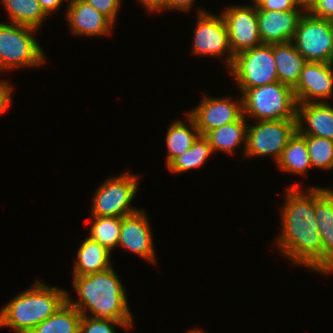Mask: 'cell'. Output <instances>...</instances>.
<instances>
[{"label":"cell","mask_w":333,"mask_h":333,"mask_svg":"<svg viewBox=\"0 0 333 333\" xmlns=\"http://www.w3.org/2000/svg\"><path fill=\"white\" fill-rule=\"evenodd\" d=\"M299 183L287 187L281 212L277 249L294 264L323 274V247L314 212V187L306 193ZM293 260V261H292Z\"/></svg>","instance_id":"6da1fadb"},{"label":"cell","mask_w":333,"mask_h":333,"mask_svg":"<svg viewBox=\"0 0 333 333\" xmlns=\"http://www.w3.org/2000/svg\"><path fill=\"white\" fill-rule=\"evenodd\" d=\"M72 285L78 299L72 301L67 292V302L82 315H87L86 310H89L90 317L122 321L132 328L134 320L126 290L112 267L98 273L73 276Z\"/></svg>","instance_id":"7a4b0ae2"},{"label":"cell","mask_w":333,"mask_h":333,"mask_svg":"<svg viewBox=\"0 0 333 333\" xmlns=\"http://www.w3.org/2000/svg\"><path fill=\"white\" fill-rule=\"evenodd\" d=\"M67 301V291L50 287L38 280L0 310V327L16 333H30Z\"/></svg>","instance_id":"3957f363"},{"label":"cell","mask_w":333,"mask_h":333,"mask_svg":"<svg viewBox=\"0 0 333 333\" xmlns=\"http://www.w3.org/2000/svg\"><path fill=\"white\" fill-rule=\"evenodd\" d=\"M241 95L245 118L252 116L255 121L296 119L293 89L279 81L246 89Z\"/></svg>","instance_id":"277c9868"},{"label":"cell","mask_w":333,"mask_h":333,"mask_svg":"<svg viewBox=\"0 0 333 333\" xmlns=\"http://www.w3.org/2000/svg\"><path fill=\"white\" fill-rule=\"evenodd\" d=\"M29 26L0 22V72L20 67H37L46 63L44 50Z\"/></svg>","instance_id":"5b68a950"},{"label":"cell","mask_w":333,"mask_h":333,"mask_svg":"<svg viewBox=\"0 0 333 333\" xmlns=\"http://www.w3.org/2000/svg\"><path fill=\"white\" fill-rule=\"evenodd\" d=\"M228 70L233 75L241 94L246 89L278 81L273 44H261L237 53Z\"/></svg>","instance_id":"8992f818"},{"label":"cell","mask_w":333,"mask_h":333,"mask_svg":"<svg viewBox=\"0 0 333 333\" xmlns=\"http://www.w3.org/2000/svg\"><path fill=\"white\" fill-rule=\"evenodd\" d=\"M292 42L307 62L333 63V21L304 12Z\"/></svg>","instance_id":"52a82bcc"},{"label":"cell","mask_w":333,"mask_h":333,"mask_svg":"<svg viewBox=\"0 0 333 333\" xmlns=\"http://www.w3.org/2000/svg\"><path fill=\"white\" fill-rule=\"evenodd\" d=\"M138 176L129 172L110 177L97 188L93 196L91 216L124 217L136 213L131 202L137 195Z\"/></svg>","instance_id":"ba28073f"},{"label":"cell","mask_w":333,"mask_h":333,"mask_svg":"<svg viewBox=\"0 0 333 333\" xmlns=\"http://www.w3.org/2000/svg\"><path fill=\"white\" fill-rule=\"evenodd\" d=\"M296 131V119L261 120L252 126L248 124L244 157L271 155L277 163Z\"/></svg>","instance_id":"9c48e42d"},{"label":"cell","mask_w":333,"mask_h":333,"mask_svg":"<svg viewBox=\"0 0 333 333\" xmlns=\"http://www.w3.org/2000/svg\"><path fill=\"white\" fill-rule=\"evenodd\" d=\"M197 23L194 30L193 50L194 55L225 56L228 69L231 67L234 54L232 53L228 29L224 18L220 15L210 14L202 9L197 12Z\"/></svg>","instance_id":"30bf717a"},{"label":"cell","mask_w":333,"mask_h":333,"mask_svg":"<svg viewBox=\"0 0 333 333\" xmlns=\"http://www.w3.org/2000/svg\"><path fill=\"white\" fill-rule=\"evenodd\" d=\"M253 4L246 6L233 4L221 13L228 29L229 44L234 55L263 44L259 35L256 4L254 2Z\"/></svg>","instance_id":"8fae6325"},{"label":"cell","mask_w":333,"mask_h":333,"mask_svg":"<svg viewBox=\"0 0 333 333\" xmlns=\"http://www.w3.org/2000/svg\"><path fill=\"white\" fill-rule=\"evenodd\" d=\"M195 122L201 136L221 127L235 122L243 116L242 96L237 101L226 98L204 97L200 104L187 113Z\"/></svg>","instance_id":"7c38bea8"},{"label":"cell","mask_w":333,"mask_h":333,"mask_svg":"<svg viewBox=\"0 0 333 333\" xmlns=\"http://www.w3.org/2000/svg\"><path fill=\"white\" fill-rule=\"evenodd\" d=\"M293 93L297 104L326 102L315 100L333 96V63L306 62Z\"/></svg>","instance_id":"4fadbf2b"},{"label":"cell","mask_w":333,"mask_h":333,"mask_svg":"<svg viewBox=\"0 0 333 333\" xmlns=\"http://www.w3.org/2000/svg\"><path fill=\"white\" fill-rule=\"evenodd\" d=\"M150 224L146 213L139 210L122 217L118 246L144 257L150 263L156 264L155 250Z\"/></svg>","instance_id":"5bb4252c"},{"label":"cell","mask_w":333,"mask_h":333,"mask_svg":"<svg viewBox=\"0 0 333 333\" xmlns=\"http://www.w3.org/2000/svg\"><path fill=\"white\" fill-rule=\"evenodd\" d=\"M302 11L308 10H257L262 43L275 44L292 41L299 19L303 15Z\"/></svg>","instance_id":"9a60e30c"},{"label":"cell","mask_w":333,"mask_h":333,"mask_svg":"<svg viewBox=\"0 0 333 333\" xmlns=\"http://www.w3.org/2000/svg\"><path fill=\"white\" fill-rule=\"evenodd\" d=\"M66 10V19L71 27V32L75 35L97 37L107 36L112 32L114 24L95 7L83 0H70Z\"/></svg>","instance_id":"2e32d148"},{"label":"cell","mask_w":333,"mask_h":333,"mask_svg":"<svg viewBox=\"0 0 333 333\" xmlns=\"http://www.w3.org/2000/svg\"><path fill=\"white\" fill-rule=\"evenodd\" d=\"M314 212L323 247V274L333 272V189L314 187Z\"/></svg>","instance_id":"e0dca14e"},{"label":"cell","mask_w":333,"mask_h":333,"mask_svg":"<svg viewBox=\"0 0 333 333\" xmlns=\"http://www.w3.org/2000/svg\"><path fill=\"white\" fill-rule=\"evenodd\" d=\"M296 120L297 131L301 135L333 140V106L330 104L326 102L297 104Z\"/></svg>","instance_id":"ac0fdd59"},{"label":"cell","mask_w":333,"mask_h":333,"mask_svg":"<svg viewBox=\"0 0 333 333\" xmlns=\"http://www.w3.org/2000/svg\"><path fill=\"white\" fill-rule=\"evenodd\" d=\"M273 57L278 81L293 89L307 61L296 50L292 41L273 44Z\"/></svg>","instance_id":"d6986e66"},{"label":"cell","mask_w":333,"mask_h":333,"mask_svg":"<svg viewBox=\"0 0 333 333\" xmlns=\"http://www.w3.org/2000/svg\"><path fill=\"white\" fill-rule=\"evenodd\" d=\"M111 251L99 242L86 237L77 251L73 276H83L105 271L112 267Z\"/></svg>","instance_id":"ffe728a7"},{"label":"cell","mask_w":333,"mask_h":333,"mask_svg":"<svg viewBox=\"0 0 333 333\" xmlns=\"http://www.w3.org/2000/svg\"><path fill=\"white\" fill-rule=\"evenodd\" d=\"M246 119L248 118H245L243 115L235 122L222 125L206 133L204 137L212 146L213 152L219 150L224 153L232 154L233 150L236 149L235 147L241 144H244L243 151L245 152L248 127Z\"/></svg>","instance_id":"44dd1931"},{"label":"cell","mask_w":333,"mask_h":333,"mask_svg":"<svg viewBox=\"0 0 333 333\" xmlns=\"http://www.w3.org/2000/svg\"><path fill=\"white\" fill-rule=\"evenodd\" d=\"M187 118L188 122L175 120L172 124H170L167 130L165 138L168 153L166 157V166L175 157L190 149L196 139L200 136L194 120L188 114ZM185 123H188V125Z\"/></svg>","instance_id":"7402d4cb"},{"label":"cell","mask_w":333,"mask_h":333,"mask_svg":"<svg viewBox=\"0 0 333 333\" xmlns=\"http://www.w3.org/2000/svg\"><path fill=\"white\" fill-rule=\"evenodd\" d=\"M276 166L293 174L305 175L312 168L305 138L296 131L289 139Z\"/></svg>","instance_id":"603a6c76"},{"label":"cell","mask_w":333,"mask_h":333,"mask_svg":"<svg viewBox=\"0 0 333 333\" xmlns=\"http://www.w3.org/2000/svg\"><path fill=\"white\" fill-rule=\"evenodd\" d=\"M82 314L67 301L30 333H79Z\"/></svg>","instance_id":"cb8c5ba5"},{"label":"cell","mask_w":333,"mask_h":333,"mask_svg":"<svg viewBox=\"0 0 333 333\" xmlns=\"http://www.w3.org/2000/svg\"><path fill=\"white\" fill-rule=\"evenodd\" d=\"M8 12L10 23L38 29L47 15L38 0H1Z\"/></svg>","instance_id":"d4e9b609"},{"label":"cell","mask_w":333,"mask_h":333,"mask_svg":"<svg viewBox=\"0 0 333 333\" xmlns=\"http://www.w3.org/2000/svg\"><path fill=\"white\" fill-rule=\"evenodd\" d=\"M212 153H214L212 146L204 136L200 135L190 149L175 157L167 167L173 173H184L203 166Z\"/></svg>","instance_id":"484cf974"},{"label":"cell","mask_w":333,"mask_h":333,"mask_svg":"<svg viewBox=\"0 0 333 333\" xmlns=\"http://www.w3.org/2000/svg\"><path fill=\"white\" fill-rule=\"evenodd\" d=\"M91 217L94 221L90 228L89 237L112 252L119 242L122 218L113 216Z\"/></svg>","instance_id":"4316f807"},{"label":"cell","mask_w":333,"mask_h":333,"mask_svg":"<svg viewBox=\"0 0 333 333\" xmlns=\"http://www.w3.org/2000/svg\"><path fill=\"white\" fill-rule=\"evenodd\" d=\"M302 136L306 140L312 167L333 169V140L312 135Z\"/></svg>","instance_id":"83f0119b"},{"label":"cell","mask_w":333,"mask_h":333,"mask_svg":"<svg viewBox=\"0 0 333 333\" xmlns=\"http://www.w3.org/2000/svg\"><path fill=\"white\" fill-rule=\"evenodd\" d=\"M115 325H120L128 330L130 327L122 321L102 319L89 317V315H82L79 333H116Z\"/></svg>","instance_id":"f1b7e54d"},{"label":"cell","mask_w":333,"mask_h":333,"mask_svg":"<svg viewBox=\"0 0 333 333\" xmlns=\"http://www.w3.org/2000/svg\"><path fill=\"white\" fill-rule=\"evenodd\" d=\"M253 2L256 4V10H308L300 0H253Z\"/></svg>","instance_id":"f546056e"},{"label":"cell","mask_w":333,"mask_h":333,"mask_svg":"<svg viewBox=\"0 0 333 333\" xmlns=\"http://www.w3.org/2000/svg\"><path fill=\"white\" fill-rule=\"evenodd\" d=\"M84 2L95 7L100 13L106 16L112 23L115 24L121 0H83Z\"/></svg>","instance_id":"4dcf8cb0"},{"label":"cell","mask_w":333,"mask_h":333,"mask_svg":"<svg viewBox=\"0 0 333 333\" xmlns=\"http://www.w3.org/2000/svg\"><path fill=\"white\" fill-rule=\"evenodd\" d=\"M308 11L315 17L333 21V0H316Z\"/></svg>","instance_id":"1f68e13d"},{"label":"cell","mask_w":333,"mask_h":333,"mask_svg":"<svg viewBox=\"0 0 333 333\" xmlns=\"http://www.w3.org/2000/svg\"><path fill=\"white\" fill-rule=\"evenodd\" d=\"M13 86L9 85L7 81L0 80V115L4 114L12 102Z\"/></svg>","instance_id":"d6a6232c"},{"label":"cell","mask_w":333,"mask_h":333,"mask_svg":"<svg viewBox=\"0 0 333 333\" xmlns=\"http://www.w3.org/2000/svg\"><path fill=\"white\" fill-rule=\"evenodd\" d=\"M195 0H167L166 1V10L167 9H176L179 11H187L192 8Z\"/></svg>","instance_id":"836d02e7"},{"label":"cell","mask_w":333,"mask_h":333,"mask_svg":"<svg viewBox=\"0 0 333 333\" xmlns=\"http://www.w3.org/2000/svg\"><path fill=\"white\" fill-rule=\"evenodd\" d=\"M141 5L145 7L148 12H155L166 9L167 0H137Z\"/></svg>","instance_id":"e575fe53"},{"label":"cell","mask_w":333,"mask_h":333,"mask_svg":"<svg viewBox=\"0 0 333 333\" xmlns=\"http://www.w3.org/2000/svg\"><path fill=\"white\" fill-rule=\"evenodd\" d=\"M41 9L44 13L49 16L53 11L59 9L64 0H38ZM69 1V0H68Z\"/></svg>","instance_id":"d590c367"},{"label":"cell","mask_w":333,"mask_h":333,"mask_svg":"<svg viewBox=\"0 0 333 333\" xmlns=\"http://www.w3.org/2000/svg\"><path fill=\"white\" fill-rule=\"evenodd\" d=\"M300 1L307 9H309L316 0H300Z\"/></svg>","instance_id":"8d00e7d4"},{"label":"cell","mask_w":333,"mask_h":333,"mask_svg":"<svg viewBox=\"0 0 333 333\" xmlns=\"http://www.w3.org/2000/svg\"><path fill=\"white\" fill-rule=\"evenodd\" d=\"M187 333H205V332L202 330H198V329H191Z\"/></svg>","instance_id":"74e56055"}]
</instances>
